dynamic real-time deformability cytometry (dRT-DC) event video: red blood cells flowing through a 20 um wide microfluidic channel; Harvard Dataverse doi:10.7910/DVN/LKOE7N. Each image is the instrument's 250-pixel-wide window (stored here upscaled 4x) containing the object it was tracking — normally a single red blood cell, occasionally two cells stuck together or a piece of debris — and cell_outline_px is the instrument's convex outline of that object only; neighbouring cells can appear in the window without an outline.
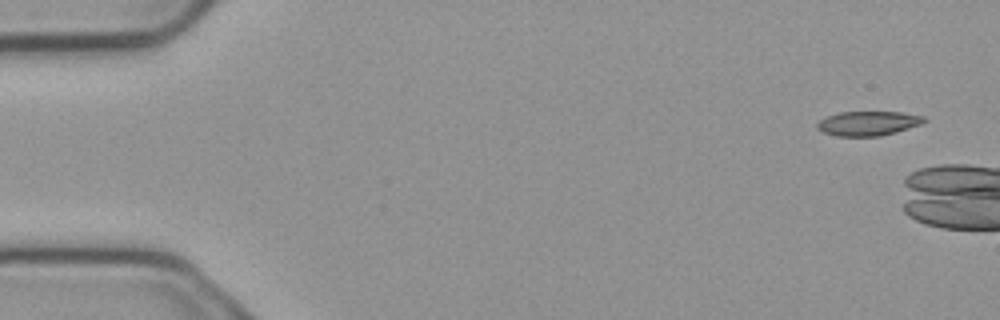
{"species": "common noctule bat (a hibernating species)", "species_latin": "Nyctalus noctula", "temperature_condition": "cold", "stored_images_in_passage": 4, "camera_frame_rate_fps": 3000, "um_per_image_px": 0.085, "animal": {"sex": "male", "body_mass_g": 23.1, "forearm_length_mm": 52.7}, "frame": {"image": 1, "passage_image": 1, "time_ms": 0.0, "image_size_px": [1000, 320], "cell_outline_px": [[928, 120], [920, 124], [896, 132], [880, 136], [836, 136], [824, 132], [816, 128], [816, 124], [820, 120], [828, 116], [840, 112], [900, 112], [924, 116]], "centroid_in_image_um": [73.79, 10.48], "position_along_channel_um": 11.2, "area_um2": 15.14}}